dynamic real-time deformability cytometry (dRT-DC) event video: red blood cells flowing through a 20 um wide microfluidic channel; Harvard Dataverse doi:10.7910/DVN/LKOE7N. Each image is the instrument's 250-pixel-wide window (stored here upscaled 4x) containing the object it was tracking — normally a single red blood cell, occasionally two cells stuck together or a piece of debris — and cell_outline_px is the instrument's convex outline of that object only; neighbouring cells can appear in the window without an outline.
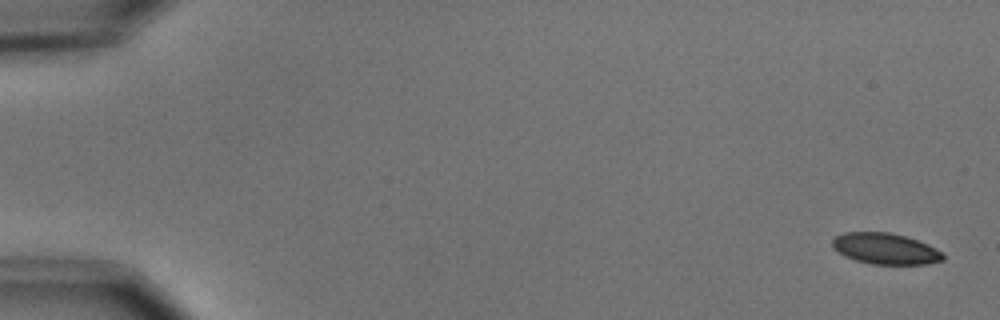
{"species": "common noctule bat (a hibernating species)", "species_latin": "Nyctalus noctula", "temperature_condition": "cold", "stored_images_in_passage": 6, "segment_of_instrument_passage": [1, 2], "camera_frame_rate_fps": 3000, "um_per_image_px": 0.085, "animal": {"sex": "male", "body_mass_g": 15.6}, "frame": {"image": 1, "passage_image": 1, "time_ms": 0.0, "image_size_px": [1000, 320], "cell_outline_px": [[944, 260], [928, 264], [872, 264], [856, 260], [844, 256], [832, 244], [832, 240], [836, 236], [844, 232], [888, 232], [904, 236], [928, 244], [944, 252]], "centroid_in_image_um": [75.3, 21.14], "position_along_channel_um": 9.7, "area_um2": 19.94}}
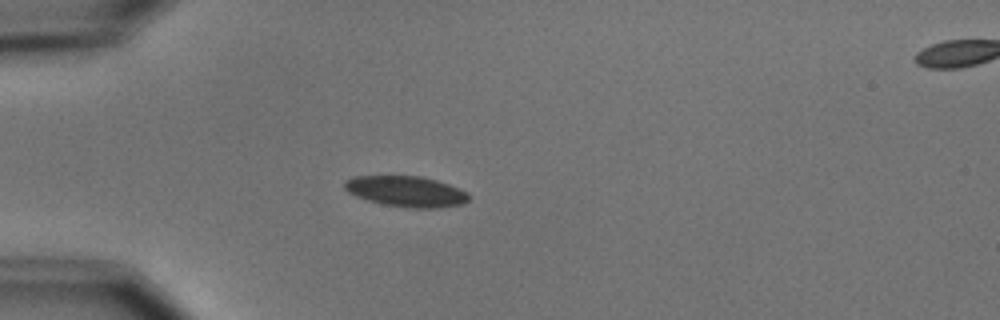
{"frame": {"image": 2, "passage_image": 5, "time_ms": 4.667, "image_size_px": [1000, 320], "cell_outline_px": [[468, 200], [464, 204], [440, 208], [408, 208], [384, 204], [368, 200], [356, 196], [348, 192], [344, 188], [344, 180], [356, 176], [420, 176], [436, 180], [460, 188], [468, 192]], "centroid_in_image_um": [34.54, 16.27], "position_along_channel_um": 50.5, "area_um2": 22.31}}